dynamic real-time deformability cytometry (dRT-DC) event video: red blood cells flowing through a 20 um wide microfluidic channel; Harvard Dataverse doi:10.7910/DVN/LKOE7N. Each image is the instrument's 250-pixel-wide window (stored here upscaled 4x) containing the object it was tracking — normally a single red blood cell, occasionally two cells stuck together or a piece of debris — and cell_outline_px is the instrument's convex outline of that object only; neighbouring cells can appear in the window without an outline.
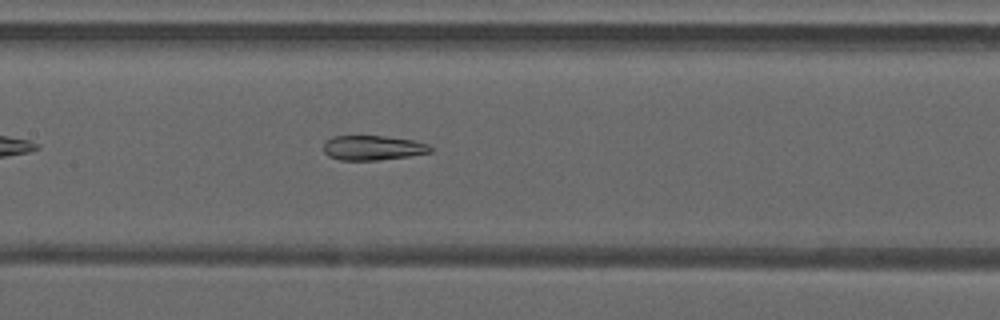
{"species": "common noctule bat (a hibernating species)", "species_latin": "Nyctalus noctula", "temperature_condition": "warm", "stored_images_in_passage": 36, "camera_frame_rate_fps": 3000, "um_per_image_px": 0.085, "animal": {"sex": "male", "forearm_length_mm": 52.5}, "frame": {"image": 1, "passage_image": 11, "time_ms": 3.333, "image_size_px": [1000, 320], "cell_outline_px": [[432, 152], [408, 156], [376, 160], [340, 160], [328, 156], [324, 152], [324, 140], [332, 136], [384, 136], [412, 140], [428, 144], [432, 148]], "centroid_in_image_um": [31.66, 12.56], "position_along_channel_um": 175.7, "area_um2": 15.37}, "authors_computed_cell_mechanics": {"area_um2": 16.7042, "velocity_mm_per_s": 4.2426, "shape_relaxation_time_tau1_ms": null, "shape_relaxation_time_tau2_ms": 1.8812, "deformation_change_tau1": null, "deformation_change_tau2": 0.111}}